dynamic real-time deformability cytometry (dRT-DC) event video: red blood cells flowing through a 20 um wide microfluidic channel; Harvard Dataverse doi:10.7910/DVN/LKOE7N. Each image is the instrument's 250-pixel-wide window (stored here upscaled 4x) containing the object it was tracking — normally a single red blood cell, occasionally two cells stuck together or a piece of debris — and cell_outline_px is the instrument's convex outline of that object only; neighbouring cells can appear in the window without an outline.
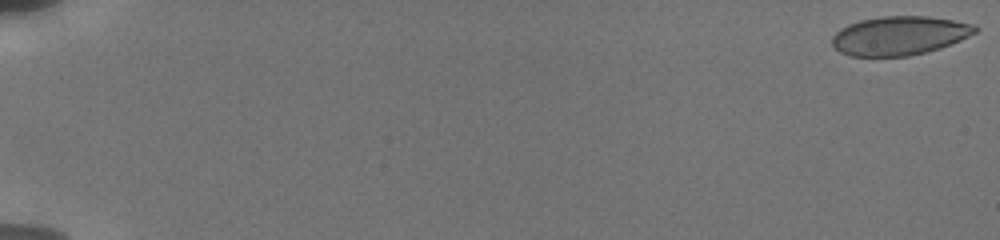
{"species": "human", "species_latin": "Homo sapiens", "temperature_condition": "cold", "stored_images_in_passage": 56, "camera_frame_rate_fps": 3000, "um_per_image_px": 0.085, "donor": {"sex": "male"}, "frame": {"image": 1, "passage_image": 1, "time_ms": 0.0, "image_size_px": [1000, 240], "cell_outline_px": [[980, 28], [976, 32], [960, 40], [940, 48], [908, 56], [852, 56], [840, 52], [832, 44], [832, 36], [840, 28], [848, 24], [860, 20], [880, 16], [928, 16], [976, 24]], "centroid_in_image_um": [76.46, 3.02], "position_along_channel_um": 8.5, "area_um2": 32.43}}
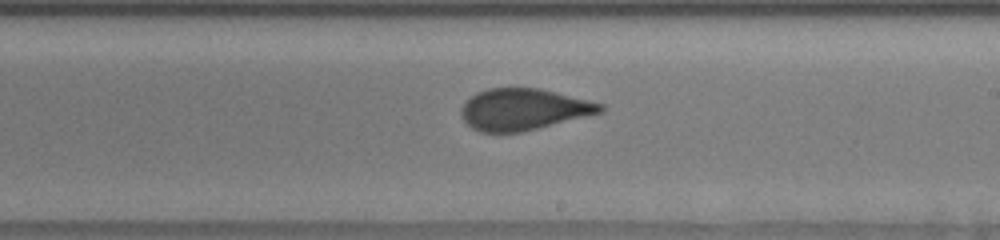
{"frame": {"image": 2, "passage_image": 35, "time_ms": 11.333, "image_size_px": [1000, 240], "cell_outline_px": [[604, 112], [520, 132], [480, 132], [472, 128], [464, 120], [460, 112], [460, 108], [476, 92], [488, 88], [540, 88], [604, 104]], "centroid_in_image_um": [44.49, 9.29], "position_along_channel_um": 244.5, "area_um2": 33.41}}
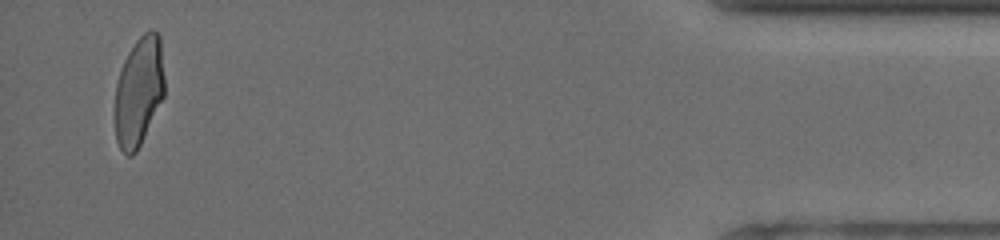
{"frame": {"image": 3, "passage_image": 54, "time_ms": 17.667, "image_size_px": [1000, 240], "cell_outline_px": [[164, 96], [136, 152], [132, 156], [128, 156], [120, 148], [116, 140], [112, 116], [112, 112], [116, 84], [124, 60], [128, 52], [136, 40], [144, 32], [152, 28], [160, 36], [164, 76]], "centroid_in_image_um": [11.76, 7.78], "position_along_channel_um": 423.4, "area_um2": 32.14}}